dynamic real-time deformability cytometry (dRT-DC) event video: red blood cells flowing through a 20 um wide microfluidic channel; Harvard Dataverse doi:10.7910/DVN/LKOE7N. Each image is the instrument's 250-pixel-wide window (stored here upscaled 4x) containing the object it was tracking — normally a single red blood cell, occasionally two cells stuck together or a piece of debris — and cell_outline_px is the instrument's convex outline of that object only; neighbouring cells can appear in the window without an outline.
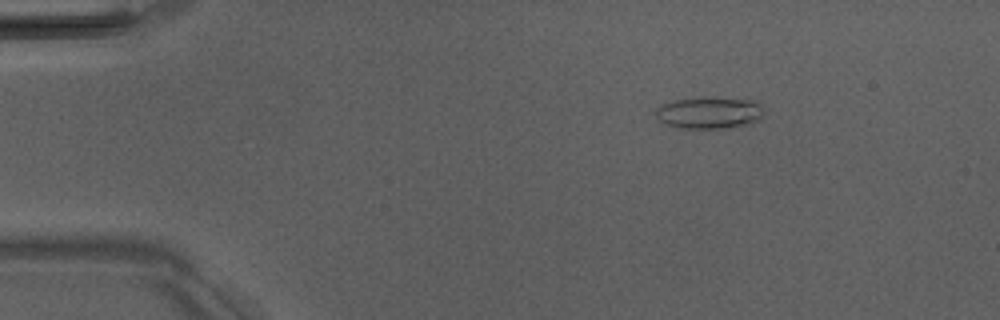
{"species": "Egyptian fruit bat (a non-hibernating species)", "species_latin": "Rousettus aegyptiacus", "temperature_condition": "room temperature", "stored_images_in_passage": 3, "camera_frame_rate_fps": 3000, "um_per_image_px": 0.085, "animal": {"sex": "male"}, "frame": {"image": 1, "passage_image": 1, "time_ms": 0.0, "image_size_px": [1000, 320], "cell_outline_px": [[764, 112], [752, 124], [732, 128], [680, 128], [664, 124], [656, 120], [652, 112], [660, 104], [672, 100], [700, 96], [708, 96], [756, 100], [760, 104]], "centroid_in_image_um": [60.22, 9.56], "position_along_channel_um": 24.8, "area_um2": 20.98}}